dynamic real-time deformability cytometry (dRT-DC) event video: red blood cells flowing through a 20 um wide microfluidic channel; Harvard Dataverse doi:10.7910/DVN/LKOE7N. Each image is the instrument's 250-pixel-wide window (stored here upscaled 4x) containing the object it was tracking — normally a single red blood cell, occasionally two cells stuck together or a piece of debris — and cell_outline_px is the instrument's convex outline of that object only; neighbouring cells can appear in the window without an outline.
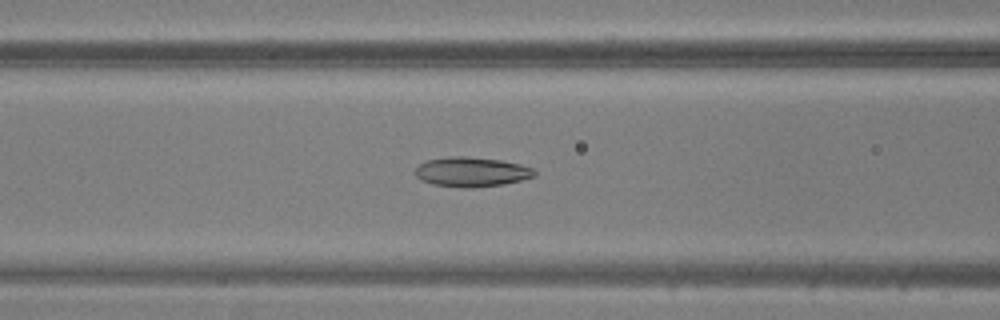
{"species": "common noctule bat (a hibernating species)", "species_latin": "Nyctalus noctula", "temperature_condition": "warm", "stored_images_in_passage": 47, "camera_frame_rate_fps": 3000, "um_per_image_px": 0.085, "animal": {"sex": "male", "body_mass_g": 20.5, "forearm_length_mm": 52.5}, "frame": {"image": 1, "passage_image": 18, "time_ms": 5.667, "image_size_px": [1000, 320], "cell_outline_px": [[536, 176], [504, 184], [472, 188], [460, 188], [432, 184], [420, 180], [416, 176], [416, 168], [420, 164], [428, 160], [448, 156], [464, 156], [500, 160], [520, 164], [532, 168], [536, 172]], "centroid_in_image_um": [40.07, 14.62], "position_along_channel_um": 126.5, "area_um2": 20.63}}
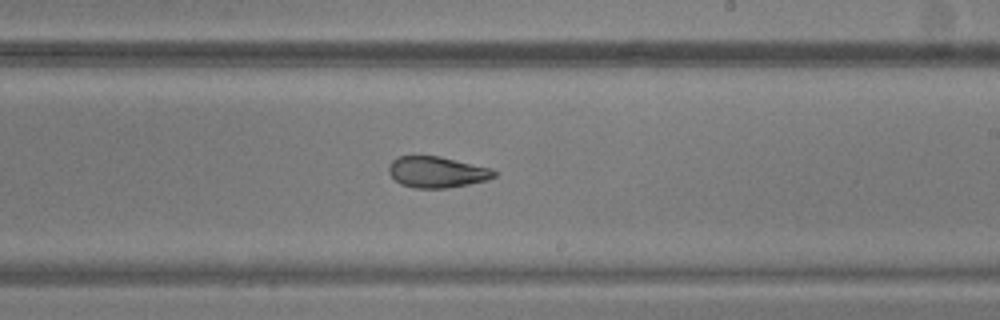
{"frame": {"image": 2, "passage_image": 27, "time_ms": 8.667, "image_size_px": [1000, 320], "cell_outline_px": [[496, 176], [488, 180], [468, 184], [444, 188], [416, 188], [400, 184], [388, 172], [388, 164], [396, 156], [440, 156], [492, 168], [496, 172]], "centroid_in_image_um": [37.13, 14.61], "position_along_channel_um": 251.9, "area_um2": 19.19}}
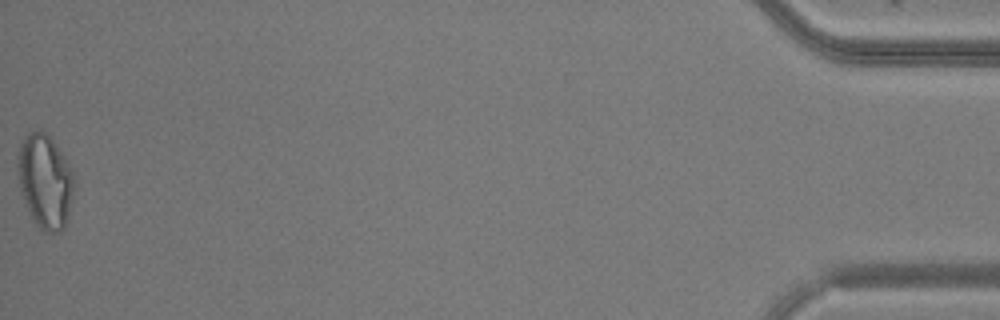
{"frame": {"image": 3, "passage_image": 47, "time_ms": 15.333, "image_size_px": [1000, 320], "cell_outline_px": [[76, 180], [68, 216], [64, 228], [60, 232], [44, 232], [32, 220], [20, 192], [16, 164], [16, 156], [20, 144], [24, 136], [28, 132], [40, 128], [48, 132], [72, 168]], "centroid_in_image_um": [3.82, 15.35], "position_along_channel_um": 431.4, "area_um2": 31.85}}